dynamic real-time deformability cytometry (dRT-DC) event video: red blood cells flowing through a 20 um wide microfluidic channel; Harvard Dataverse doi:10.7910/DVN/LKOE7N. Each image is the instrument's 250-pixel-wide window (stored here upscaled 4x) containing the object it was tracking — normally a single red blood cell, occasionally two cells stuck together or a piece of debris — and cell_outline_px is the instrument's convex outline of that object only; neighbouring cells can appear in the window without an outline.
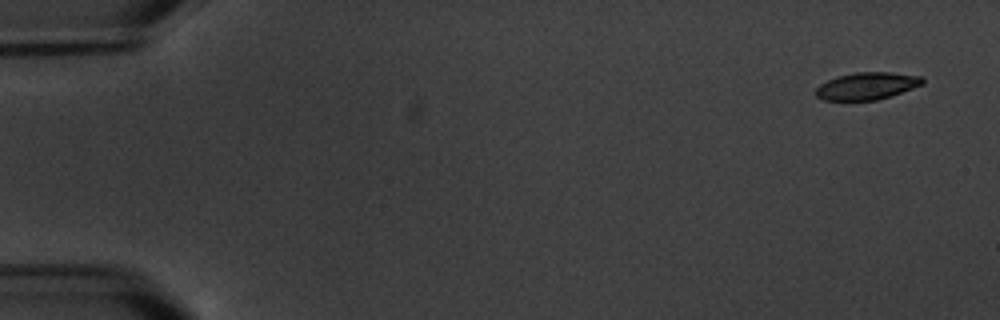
{"species": "common noctule bat (a hibernating species)", "species_latin": "Nyctalus noctula", "temperature_condition": "warm", "stored_images_in_passage": 6, "camera_frame_rate_fps": 3000, "um_per_image_px": 0.085, "animal": {"sex": "male", "body_mass_g": 20.1, "forearm_length_mm": 53.5}, "frame": {"image": 1, "passage_image": 1, "time_ms": 0.0, "image_size_px": [1000, 320], "cell_outline_px": [[924, 84], [892, 96], [876, 100], [824, 100], [816, 96], [816, 88], [820, 84], [836, 76], [856, 72], [892, 72], [920, 76], [924, 80]], "centroid_in_image_um": [73.7, 7.3], "position_along_channel_um": 11.3, "area_um2": 16.99}}
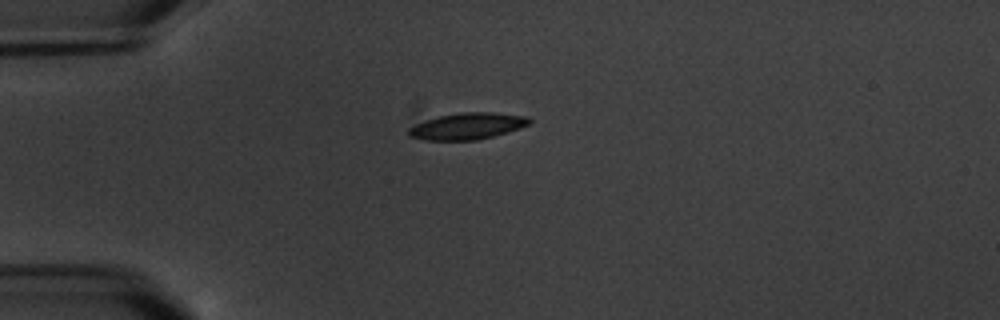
{"frame": {"image": 2, "passage_image": 4, "time_ms": 4.333, "image_size_px": [1000, 320], "cell_outline_px": [[532, 120], [528, 124], [520, 128], [508, 132], [476, 140], [424, 140], [408, 136], [408, 128], [416, 124], [436, 116], [464, 112], [492, 112], [528, 116]], "centroid_in_image_um": [39.72, 10.71], "position_along_channel_um": 45.3, "area_um2": 18.67}}